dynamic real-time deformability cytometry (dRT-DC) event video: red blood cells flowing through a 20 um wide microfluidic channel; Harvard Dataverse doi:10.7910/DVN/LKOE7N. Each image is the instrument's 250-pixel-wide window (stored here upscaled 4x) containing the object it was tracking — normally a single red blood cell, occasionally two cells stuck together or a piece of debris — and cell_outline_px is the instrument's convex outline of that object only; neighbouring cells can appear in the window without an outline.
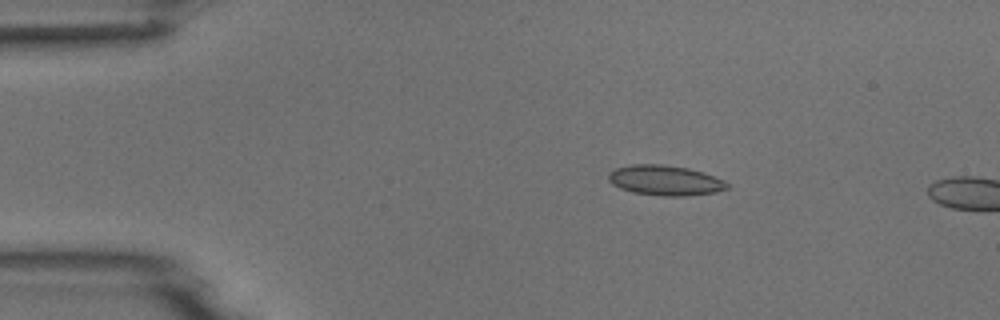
{"species": "common noctule bat (a hibernating species)", "species_latin": "Nyctalus noctula", "temperature_condition": "room temperature", "stored_images_in_passage": 2, "camera_frame_rate_fps": 3000, "um_per_image_px": 0.085, "animal": {"sex": "male", "body_mass_g": 18.8}, "frame": {"image": 1, "passage_image": 1, "time_ms": 0.0, "image_size_px": [1000, 320], "cell_outline_px": [[728, 188], [716, 192], [684, 196], [664, 196], [632, 192], [620, 188], [612, 184], [608, 180], [608, 172], [616, 168], [632, 164], [660, 164], [688, 168], [704, 172], [724, 180], [728, 184]], "centroid_in_image_um": [56.52, 15.33], "position_along_channel_um": 28.5, "area_um2": 20.87}}